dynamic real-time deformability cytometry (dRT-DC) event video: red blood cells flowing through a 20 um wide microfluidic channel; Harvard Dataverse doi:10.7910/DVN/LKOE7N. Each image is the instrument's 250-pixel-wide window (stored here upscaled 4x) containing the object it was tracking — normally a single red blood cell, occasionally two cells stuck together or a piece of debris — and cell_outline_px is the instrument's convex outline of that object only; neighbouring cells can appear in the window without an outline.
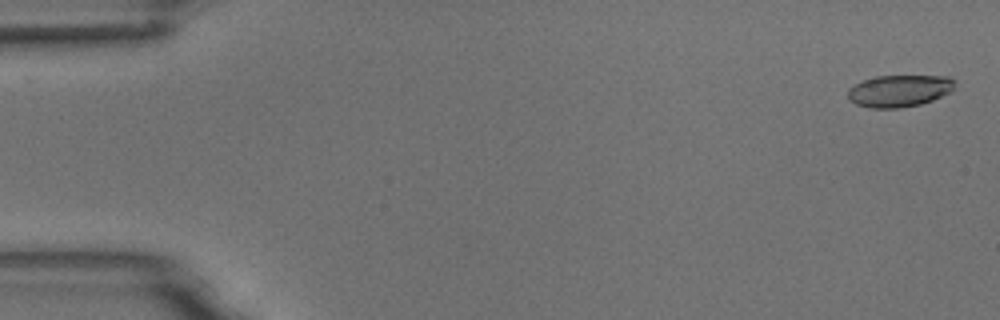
{"species": "common noctule bat (a hibernating species)", "species_latin": "Nyctalus noctula", "temperature_condition": "room temperature", "stored_images_in_passage": 56, "camera_frame_rate_fps": 3000, "um_per_image_px": 0.085, "animal": {"sex": "male", "body_mass_g": 18.8}, "frame": {"image": 1, "passage_image": 2, "time_ms": 0.333, "image_size_px": [1000, 320], "cell_outline_px": [[956, 88], [932, 100], [920, 104], [900, 108], [872, 108], [856, 104], [848, 100], [848, 88], [864, 80], [876, 76], [948, 76], [952, 80]], "centroid_in_image_um": [76.41, 7.72], "position_along_channel_um": 8.6, "area_um2": 19.77}}
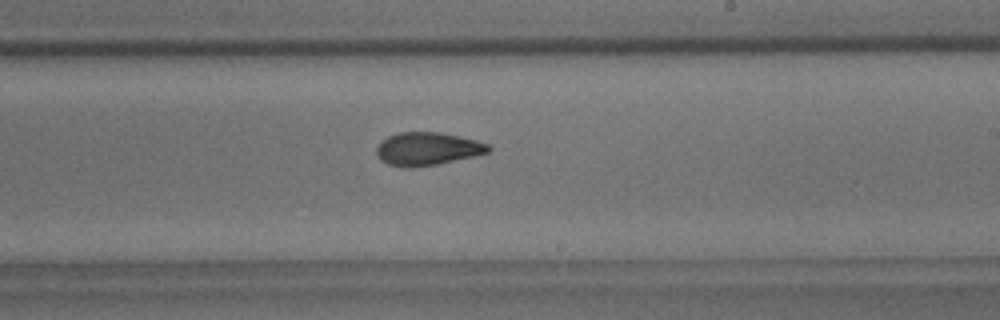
{"frame": {"image": 2, "passage_image": 33, "time_ms": 10.667, "image_size_px": [1000, 320], "cell_outline_px": [[492, 148], [488, 152], [472, 156], [436, 164], [408, 168], [404, 168], [388, 164], [380, 160], [376, 156], [376, 148], [388, 136], [400, 132], [440, 132], [460, 136], [476, 140], [488, 144]], "centroid_in_image_um": [36.31, 12.65], "position_along_channel_um": 252.7, "area_um2": 21.39}}
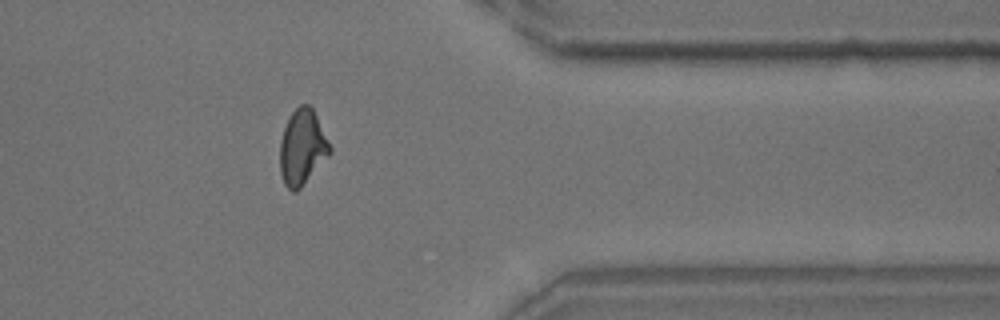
{"frame": {"image": 3, "passage_image": 45, "time_ms": 14.667, "image_size_px": [1000, 320], "cell_outline_px": [[332, 152], [300, 188], [296, 192], [292, 192], [284, 184], [280, 172], [280, 140], [284, 128], [292, 112], [300, 104], [308, 104], [312, 108], [332, 148]], "centroid_in_image_um": [25.69, 12.54], "position_along_channel_um": 385.7, "area_um2": 21.73}, "authors_computed_cell_mechanics": {"area_um2": 21.386, "velocity_mm_per_s": 3.6848, "shape_relaxation_time_tau1_ms": 7.991, "shape_relaxation_time_tau2_ms": 2.3576, "deformation_change_tau1": 0.2071, "deformation_change_tau2": 0.0914}}